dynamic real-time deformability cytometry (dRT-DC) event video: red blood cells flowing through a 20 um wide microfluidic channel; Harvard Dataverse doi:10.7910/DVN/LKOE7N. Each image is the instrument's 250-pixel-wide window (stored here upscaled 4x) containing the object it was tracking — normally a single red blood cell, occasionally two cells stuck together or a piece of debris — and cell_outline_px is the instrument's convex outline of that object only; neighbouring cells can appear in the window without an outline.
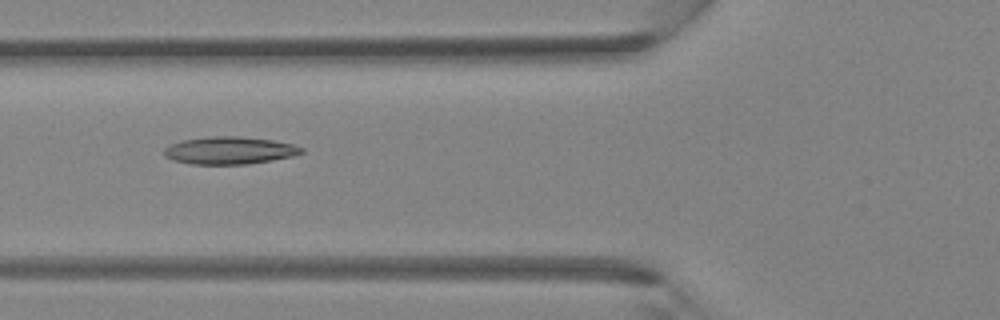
{"species": "Egyptian fruit bat (a non-hibernating species)", "species_latin": "Rousettus aegyptiacus", "temperature_condition": "room temperature", "stored_images_in_passage": 26, "camera_frame_rate_fps": 3000, "um_per_image_px": 0.085, "animal": {"sex": "female"}, "frame": {"image": 1, "passage_image": 3, "time_ms": 0.667, "image_size_px": [1000, 320], "cell_outline_px": [[304, 152], [292, 156], [272, 160], [248, 164], [192, 164], [172, 160], [164, 156], [164, 148], [172, 144], [184, 140], [208, 136], [240, 136], [272, 140], [292, 144], [304, 148]], "centroid_in_image_um": [19.51, 12.79], "position_along_channel_um": 106.3, "area_um2": 21.96}}
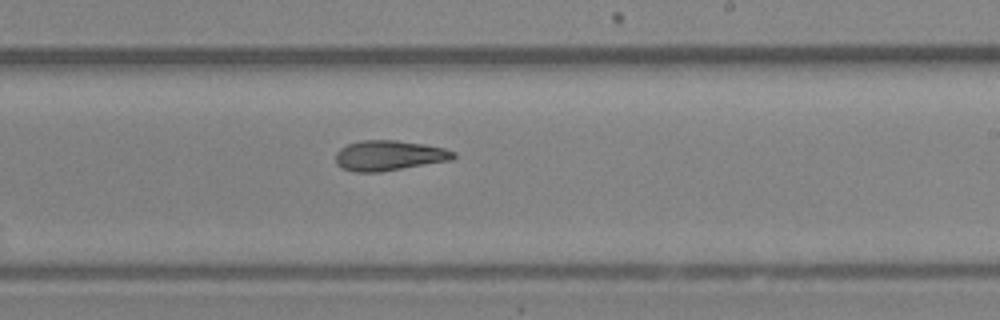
{"frame": {"image": 2, "passage_image": 12, "time_ms": 3.667, "image_size_px": [1000, 320], "cell_outline_px": [[456, 156], [452, 160], [380, 172], [352, 172], [340, 168], [336, 164], [336, 152], [340, 148], [348, 144], [364, 140], [396, 140], [424, 144], [444, 148], [456, 152]], "centroid_in_image_um": [33.06, 13.23], "position_along_channel_um": 255.9, "area_um2": 20.87}}
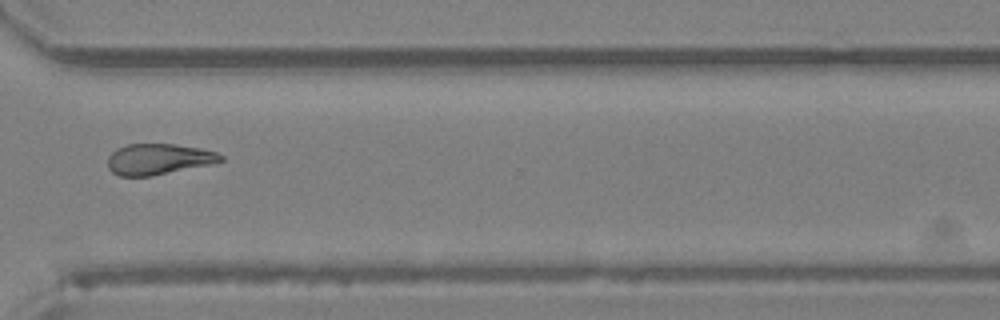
{"frame": {"image": 3, "passage_image": 18, "time_ms": 5.667, "image_size_px": [1000, 320], "cell_outline_px": [[224, 160], [208, 164], [152, 176], [120, 176], [112, 172], [108, 168], [108, 156], [112, 152], [128, 144], [176, 144], [200, 148], [216, 152], [224, 156]], "centroid_in_image_um": [13.46, 13.52], "position_along_channel_um": 357.1, "area_um2": 20.11}}